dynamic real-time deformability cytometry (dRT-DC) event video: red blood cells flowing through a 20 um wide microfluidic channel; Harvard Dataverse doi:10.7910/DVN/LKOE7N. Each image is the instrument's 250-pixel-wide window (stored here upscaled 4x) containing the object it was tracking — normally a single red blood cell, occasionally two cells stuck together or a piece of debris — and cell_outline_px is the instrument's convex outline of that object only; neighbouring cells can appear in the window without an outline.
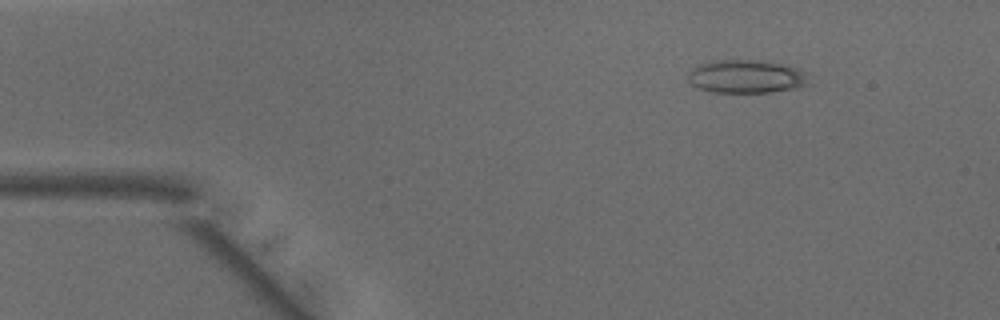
{"species": "common noctule bat (a hibernating species)", "species_latin": "Nyctalus noctula", "temperature_condition": "warm", "stored_images_in_passage": 49, "camera_frame_rate_fps": 3000, "um_per_image_px": 0.085, "animal": {"sex": "male", "body_mass_g": 15.6}, "frame": {"image": 1, "passage_image": 7, "time_ms": 2.0, "image_size_px": [1000, 320], "cell_outline_px": [[812, 84], [796, 88], [768, 92], [712, 92], [700, 88], [692, 84], [688, 80], [688, 72], [696, 64], [708, 60], [764, 60], [784, 64], [796, 68], [804, 72]], "centroid_in_image_um": [63.42, 6.49], "position_along_channel_um": 21.6, "area_um2": 23.7}}
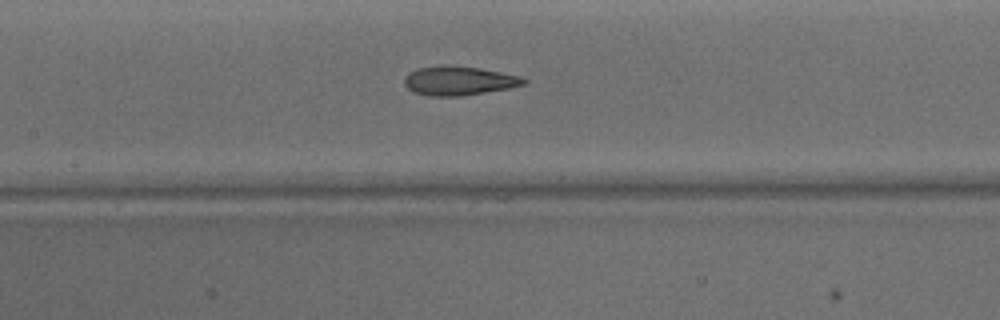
{"frame": {"image": 2, "passage_image": 23, "time_ms": 7.333, "image_size_px": [1000, 320], "cell_outline_px": [[528, 80], [524, 84], [508, 88], [460, 96], [428, 96], [416, 92], [408, 88], [404, 84], [404, 80], [416, 68], [480, 68], [520, 76]], "centroid_in_image_um": [39.05, 6.91], "position_along_channel_um": 168.3, "area_um2": 19.07}}
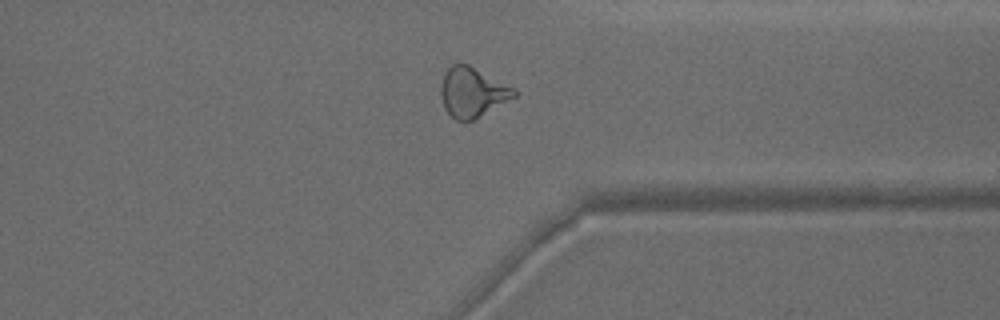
{"frame": {"image": 3, "passage_image": 38, "time_ms": 12.333, "image_size_px": [1000, 320], "cell_outline_px": [[520, 92], [516, 96], [472, 120], [456, 120], [444, 108], [440, 92], [444, 72], [452, 64], [468, 64]], "centroid_in_image_um": [40.13, 7.83], "position_along_channel_um": 371.3, "area_um2": 20.69}, "authors_computed_cell_mechanics": {"area_um2": 21.8484, "velocity_mm_per_s": 4.117, "shape_relaxation_time_tau1_ms": null, "shape_relaxation_time_tau2_ms": 1.8746, "deformation_change_tau1": null, "deformation_change_tau2": 0.1114}}